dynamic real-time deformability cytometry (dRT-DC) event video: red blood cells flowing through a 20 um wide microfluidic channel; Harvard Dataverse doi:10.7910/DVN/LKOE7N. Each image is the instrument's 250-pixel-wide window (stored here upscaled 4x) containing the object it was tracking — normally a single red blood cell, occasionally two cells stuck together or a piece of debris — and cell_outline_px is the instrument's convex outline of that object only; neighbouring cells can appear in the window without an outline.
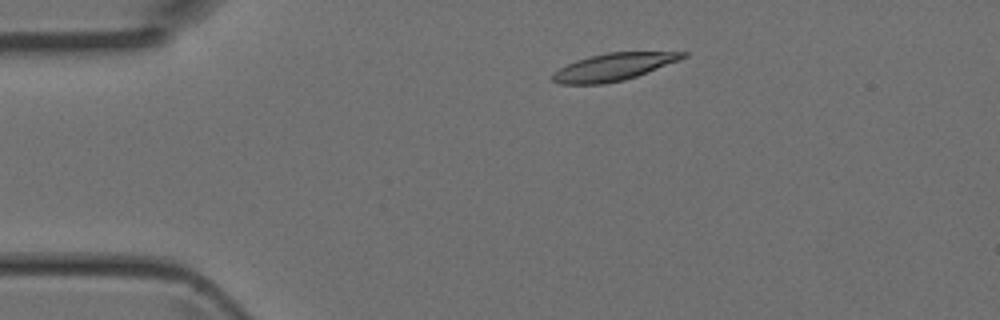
{"species": "Egyptian fruit bat (a non-hibernating species)", "species_latin": "Rousettus aegyptiacus", "temperature_condition": "room temperature", "stored_images_in_passage": 3, "camera_frame_rate_fps": 3000, "um_per_image_px": 0.085, "animal": {"sex": "female"}, "frame": {"image": 1, "passage_image": 2, "time_ms": 0.333, "image_size_px": [1000, 320], "cell_outline_px": [[688, 56], [680, 60], [636, 76], [624, 80], [604, 84], [560, 84], [552, 80], [552, 72], [576, 60], [608, 52], [688, 52]], "centroid_in_image_um": [52.14, 5.69], "position_along_channel_um": 32.9, "area_um2": 20.58}}